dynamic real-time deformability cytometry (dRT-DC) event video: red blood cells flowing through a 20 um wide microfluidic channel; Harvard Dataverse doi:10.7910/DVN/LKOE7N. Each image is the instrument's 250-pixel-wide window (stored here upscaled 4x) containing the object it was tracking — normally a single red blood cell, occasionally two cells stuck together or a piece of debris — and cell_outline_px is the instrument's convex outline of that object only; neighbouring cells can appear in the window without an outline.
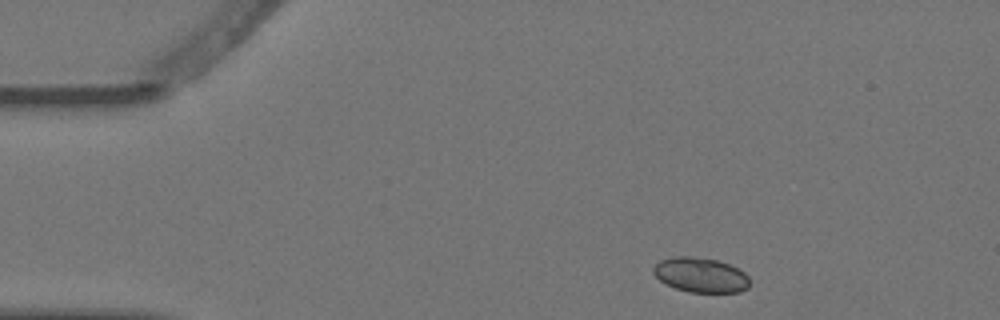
{"species": "Egyptian fruit bat (a non-hibernating species)", "species_latin": "Rousettus aegyptiacus", "temperature_condition": "warm", "stored_images_in_passage": 4, "camera_frame_rate_fps": 3000, "um_per_image_px": 0.085, "animal": {"sex": "female"}, "frame": {"image": 1, "passage_image": 1, "time_ms": 0.0, "image_size_px": [1000, 320], "cell_outline_px": [[748, 288], [740, 292], [688, 292], [676, 288], [660, 280], [652, 272], [652, 268], [660, 260], [672, 256], [692, 256], [716, 260], [728, 264], [744, 272], [748, 276]], "centroid_in_image_um": [59.53, 23.37], "position_along_channel_um": 25.5, "area_um2": 19.42}}
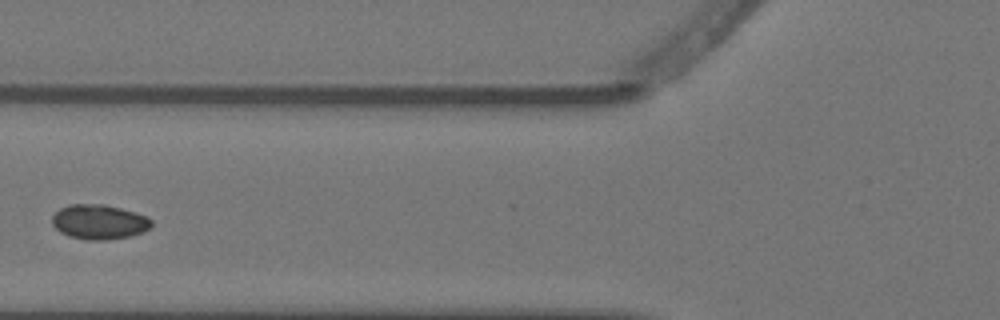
{"frame": {"image": 2, "passage_image": 4, "time_ms": 1.0, "image_size_px": [1000, 320], "cell_outline_px": [[152, 228], [144, 232], [128, 236], [104, 240], [88, 240], [68, 236], [60, 232], [52, 224], [52, 216], [60, 208], [68, 204], [104, 204], [136, 212], [148, 216], [152, 220]], "centroid_in_image_um": [8.45, 18.85], "position_along_channel_um": 117.4, "area_um2": 20.29}}